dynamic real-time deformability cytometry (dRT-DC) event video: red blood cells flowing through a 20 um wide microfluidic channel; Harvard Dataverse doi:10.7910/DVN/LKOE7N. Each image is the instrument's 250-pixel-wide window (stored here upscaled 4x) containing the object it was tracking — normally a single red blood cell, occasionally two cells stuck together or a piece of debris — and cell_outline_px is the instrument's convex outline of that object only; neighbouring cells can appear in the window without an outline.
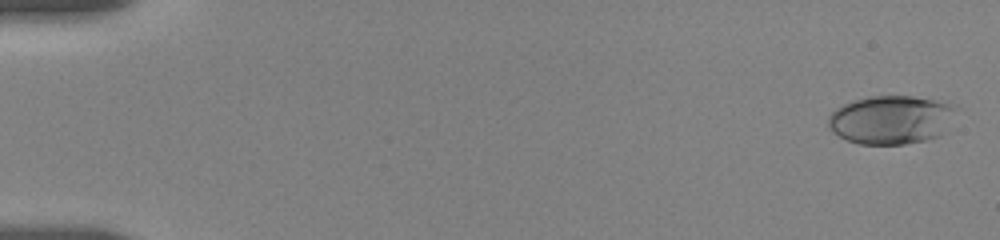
{"species": "human", "species_latin": "Homo sapiens", "temperature_condition": "room temperature", "stored_images_in_passage": 15, "camera_frame_rate_fps": 3000, "um_per_image_px": 0.085, "donor": {"sex": "female"}, "frame": {"image": 1, "passage_image": 2, "time_ms": 0.333, "image_size_px": [1000, 240], "cell_outline_px": [[960, 108], [940, 136], [924, 140], [904, 144], [860, 144], [848, 140], [832, 132], [828, 128], [828, 116], [836, 108], [852, 100], [868, 96], [912, 96], [956, 104]], "centroid_in_image_um": [75.76, 10.16], "position_along_channel_um": 9.2, "area_um2": 36.47}}
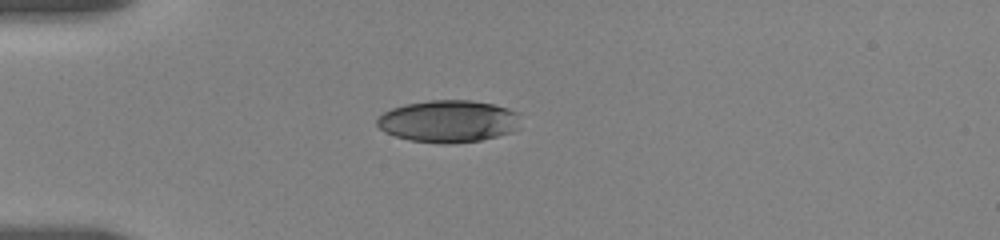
{"frame": {"image": 2, "passage_image": 11, "time_ms": 5.0, "image_size_px": [1000, 240], "cell_outline_px": [[520, 112], [516, 128], [512, 132], [480, 140], [448, 144], [412, 140], [396, 136], [384, 132], [376, 124], [376, 120], [384, 112], [392, 108], [404, 104], [432, 100], [472, 100], [492, 104], [508, 108]], "centroid_in_image_um": [38.11, 10.29], "position_along_channel_um": 46.9, "area_um2": 35.08}}
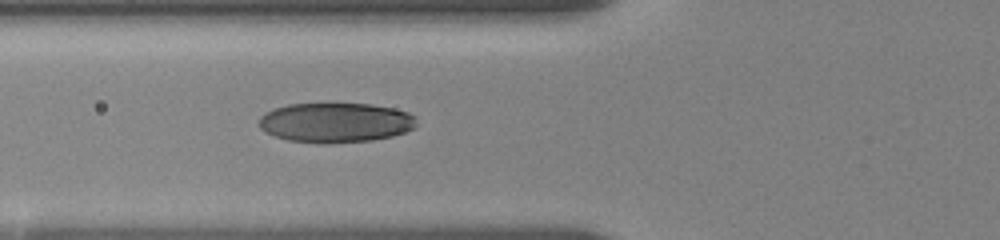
{"frame": {"image": 3, "passage_image": 15, "time_ms": 7.0, "image_size_px": [1000, 240], "cell_outline_px": [[416, 128], [392, 136], [372, 140], [324, 144], [320, 144], [288, 140], [272, 136], [264, 132], [256, 124], [260, 116], [264, 112], [288, 104], [372, 104], [392, 108], [408, 112], [416, 116]], "centroid_in_image_um": [28.48, 10.43], "position_along_channel_um": 97.3, "area_um2": 36.93}}